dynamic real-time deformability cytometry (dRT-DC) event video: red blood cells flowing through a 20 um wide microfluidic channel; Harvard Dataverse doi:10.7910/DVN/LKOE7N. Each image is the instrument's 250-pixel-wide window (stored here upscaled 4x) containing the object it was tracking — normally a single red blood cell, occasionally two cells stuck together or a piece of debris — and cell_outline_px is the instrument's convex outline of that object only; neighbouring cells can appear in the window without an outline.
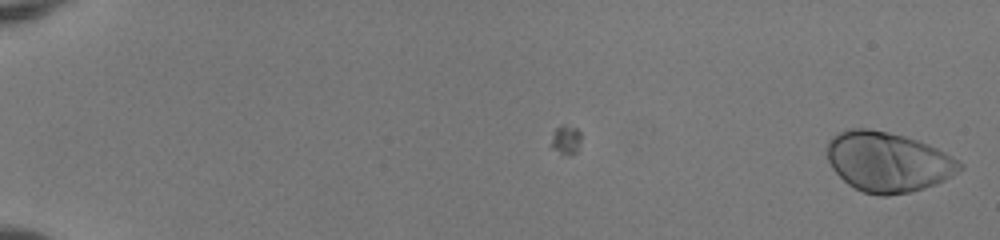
{"species": "human", "species_latin": "Homo sapiens", "temperature_condition": "room temperature", "stored_images_in_passage": 54, "camera_frame_rate_fps": 3000, "um_per_image_px": 0.085, "donor": {"sex": "female"}, "frame": {"image": 1, "passage_image": 1, "time_ms": 0.0, "image_size_px": [1000, 240], "cell_outline_px": [[964, 168], [944, 180], [936, 184], [924, 188], [908, 192], [888, 196], [880, 196], [864, 192], [848, 184], [832, 168], [828, 160], [828, 140], [836, 132], [848, 128], [868, 128], [888, 132], [904, 136], [928, 144], [944, 152], [964, 164]], "centroid_in_image_um": [75.46, 13.75], "position_along_channel_um": 9.5, "area_um2": 46.24}}
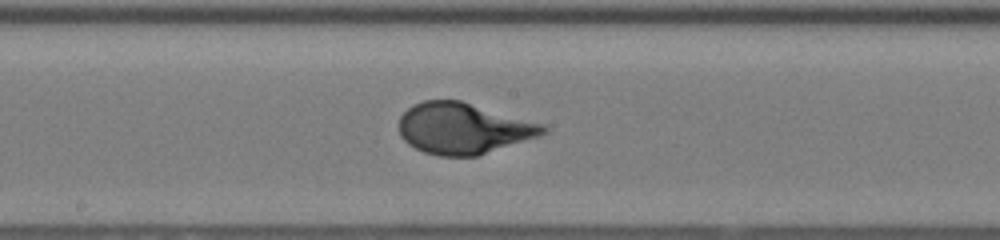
{"frame": {"image": 2, "passage_image": 31, "time_ms": 10.0, "image_size_px": [1000, 240], "cell_outline_px": [[548, 132], [540, 136], [476, 156], [440, 156], [424, 152], [408, 144], [400, 136], [400, 116], [412, 104], [424, 100], [460, 100], [544, 124], [548, 128]], "centroid_in_image_um": [39.39, 10.91], "position_along_channel_um": 208.8, "area_um2": 42.83}}
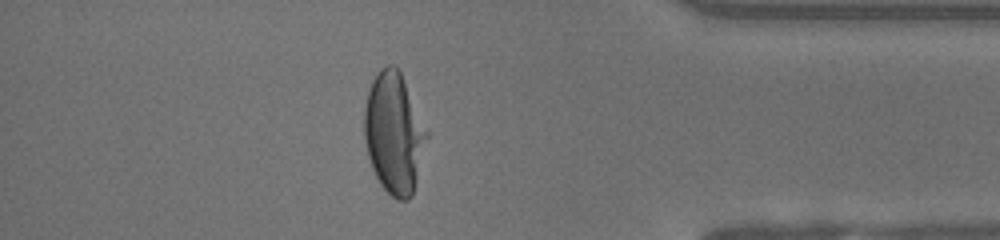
{"frame": {"image": 3, "passage_image": 47, "time_ms": 15.333, "image_size_px": [1000, 240], "cell_outline_px": [[428, 136], [412, 196], [408, 200], [396, 200], [380, 184], [372, 168], [368, 156], [364, 140], [364, 108], [368, 92], [372, 80], [380, 68], [388, 64], [392, 64], [400, 72], [428, 132]], "centroid_in_image_um": [33.47, 11.33], "position_along_channel_um": 401.7, "area_um2": 43.7}}